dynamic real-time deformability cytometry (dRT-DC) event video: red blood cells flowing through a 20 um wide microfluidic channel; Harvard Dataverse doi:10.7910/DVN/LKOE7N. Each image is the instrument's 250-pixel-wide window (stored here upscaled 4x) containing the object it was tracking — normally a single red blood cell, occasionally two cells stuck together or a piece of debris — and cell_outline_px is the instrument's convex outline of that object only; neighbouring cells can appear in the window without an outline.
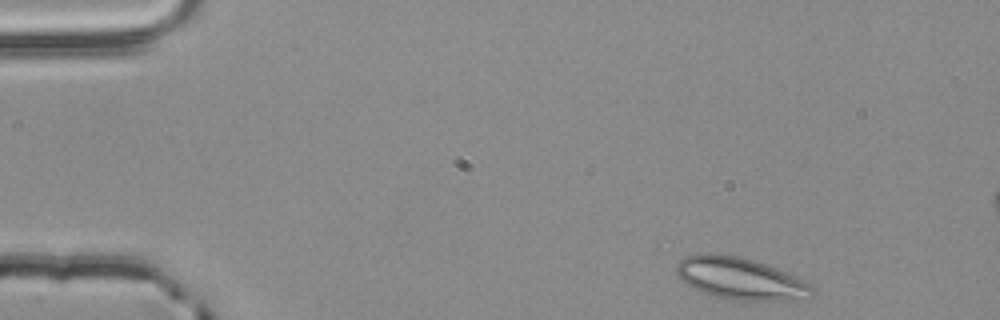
{"species": "common noctule bat (a hibernating species)", "species_latin": "Nyctalus noctula", "temperature_condition": "room temperature", "stored_images_in_passage": 2, "camera_frame_rate_fps": 3000, "um_per_image_px": 0.085, "animal": {"sex": "male", "body_mass_g": 20.4}, "frame": {"image": 1, "passage_image": 1, "time_ms": 0.0, "image_size_px": [1000, 320], "cell_outline_px": [[816, 292], [808, 300], [736, 300], [716, 296], [704, 292], [684, 284], [676, 276], [676, 264], [684, 256], [700, 252], [708, 252], [740, 256], [776, 268], [812, 284]], "centroid_in_image_um": [62.92, 23.67], "position_along_channel_um": 22.1, "area_um2": 33.58}}